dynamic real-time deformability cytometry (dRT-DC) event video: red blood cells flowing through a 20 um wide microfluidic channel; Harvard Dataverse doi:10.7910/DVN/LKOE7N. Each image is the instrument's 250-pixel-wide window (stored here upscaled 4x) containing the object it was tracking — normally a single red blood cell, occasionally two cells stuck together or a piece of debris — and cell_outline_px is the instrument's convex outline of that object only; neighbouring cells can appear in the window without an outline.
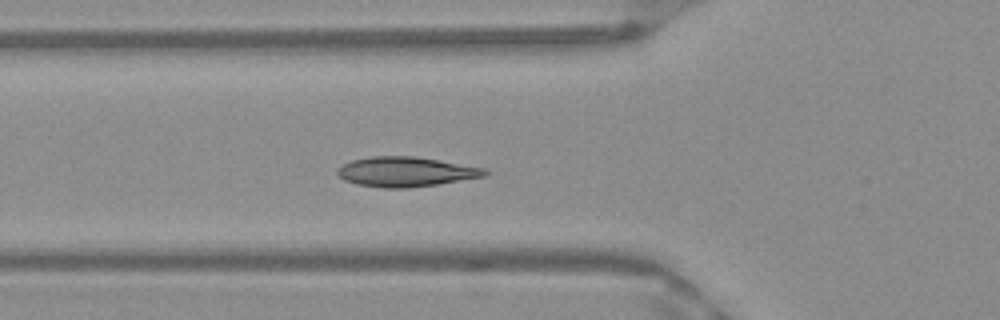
{"species": "Egyptian fruit bat (a non-hibernating species)", "species_latin": "Rousettus aegyptiacus", "temperature_condition": "warm", "stored_images_in_passage": 36, "camera_frame_rate_fps": 3000, "um_per_image_px": 0.085, "frame": {"image": 1, "passage_image": 2, "time_ms": 0.333, "image_size_px": [1000, 320], "cell_outline_px": [[488, 176], [436, 184], [408, 188], [384, 188], [356, 184], [344, 180], [336, 172], [336, 168], [352, 160], [372, 156], [412, 156], [484, 168], [488, 172]], "centroid_in_image_um": [34.46, 14.61], "position_along_channel_um": 91.3, "area_um2": 25.37}}
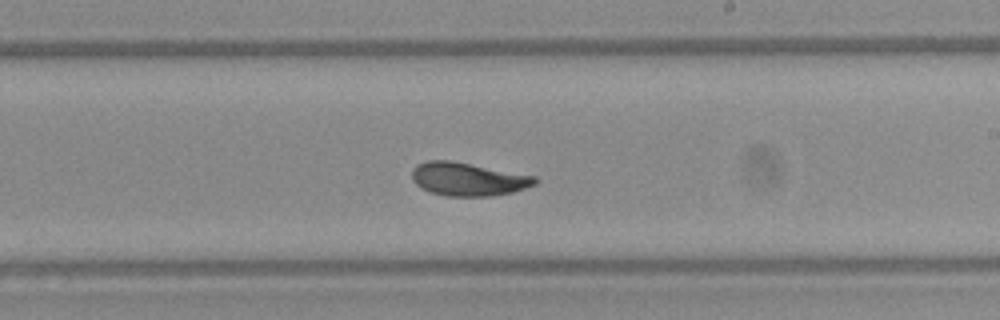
{"frame": {"image": 2, "passage_image": 14, "time_ms": 4.333, "image_size_px": [1000, 320], "cell_outline_px": [[536, 184], [512, 192], [492, 196], [444, 196], [432, 192], [416, 184], [412, 180], [412, 168], [416, 164], [428, 160], [452, 160], [536, 176]], "centroid_in_image_um": [39.76, 15.21], "position_along_channel_um": 249.2, "area_um2": 23.87}}
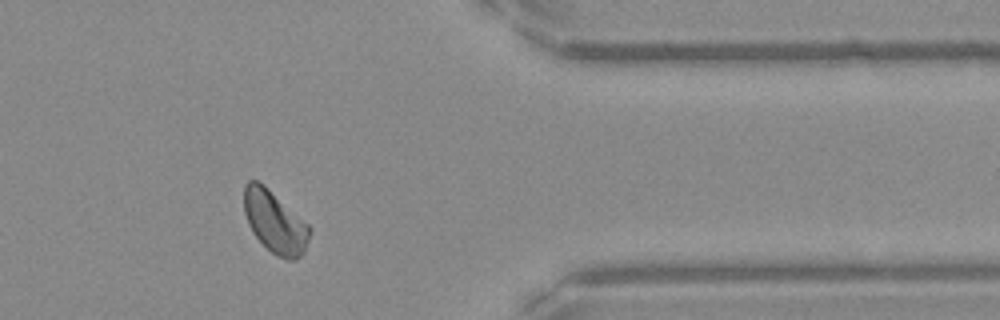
{"frame": {"image": 3, "passage_image": 26, "time_ms": 8.333, "image_size_px": [1000, 320], "cell_outline_px": [[312, 228], [304, 252], [296, 260], [288, 260], [276, 256], [252, 232], [248, 224], [244, 212], [244, 184], [248, 180], [256, 180], [264, 184], [308, 224]], "centroid_in_image_um": [23.36, 18.86], "position_along_channel_um": 388.0, "area_um2": 23.7}}